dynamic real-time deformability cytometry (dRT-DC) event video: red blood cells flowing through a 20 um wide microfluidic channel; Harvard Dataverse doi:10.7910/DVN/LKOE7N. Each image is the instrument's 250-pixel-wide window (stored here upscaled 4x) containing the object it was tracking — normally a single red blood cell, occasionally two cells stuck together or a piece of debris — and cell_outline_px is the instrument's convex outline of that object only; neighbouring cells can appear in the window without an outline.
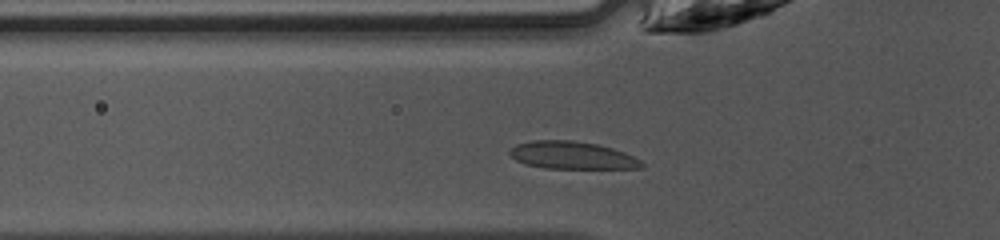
{"species": "common noctule bat (a hibernating species)", "species_latin": "Nyctalus noctula", "temperature_condition": "warm", "stored_images_in_passage": 26, "camera_frame_rate_fps": 3000, "um_per_image_px": 0.085, "animal": {"sex": "female", "body_mass_g": 10.0, "forearm_length_mm": 53.1}, "frame": {"image": 1, "passage_image": 2, "time_ms": 0.333, "image_size_px": [1000, 240], "cell_outline_px": [[644, 168], [544, 168], [524, 164], [516, 160], [508, 152], [516, 144], [532, 140], [572, 140], [596, 144], [612, 148], [624, 152], [640, 160], [644, 164]], "centroid_in_image_um": [48.61, 13.2], "position_along_channel_um": 77.2, "area_um2": 21.1}}
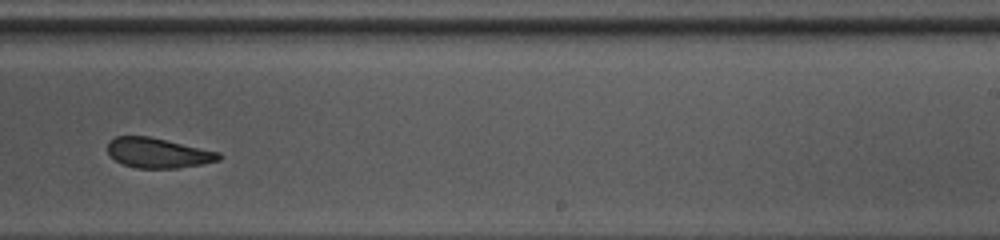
{"frame": {"image": 2, "passage_image": 16, "time_ms": 5.0, "image_size_px": [1000, 240], "cell_outline_px": [[224, 156], [220, 160], [180, 168], [136, 168], [124, 164], [116, 160], [108, 152], [108, 140], [116, 136], [148, 136], [220, 152]], "centroid_in_image_um": [13.45, 13.0], "position_along_channel_um": 275.6, "area_um2": 19.36}}
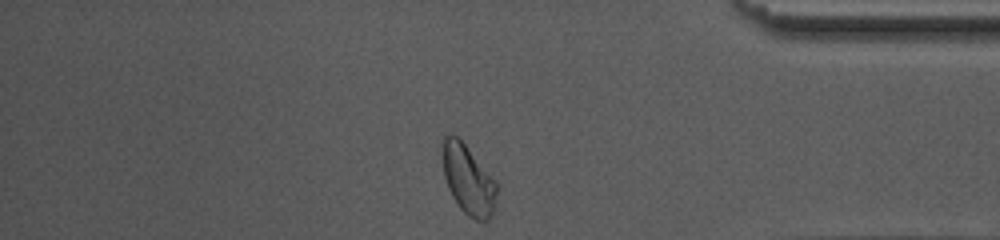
{"frame": {"image": 3, "passage_image": 26, "time_ms": 8.333, "image_size_px": [1000, 240], "cell_outline_px": [[496, 192], [492, 212], [488, 220], [476, 220], [468, 216], [460, 208], [452, 196], [448, 188], [444, 176], [440, 144], [444, 136], [452, 132], [460, 136], [496, 180]], "centroid_in_image_um": [39.74, 15.15], "position_along_channel_um": 395.5, "area_um2": 22.48}, "authors_computed_cell_mechanics": {"area_um2": 20.6057, "velocity_mm_per_s": 4.2381, "shape_relaxation_time_tau1_ms": 3.4155, "shape_relaxation_time_tau2_ms": 2.0468, "deformation_change_tau1": 0.0925, "deformation_change_tau2": 0.0387}}